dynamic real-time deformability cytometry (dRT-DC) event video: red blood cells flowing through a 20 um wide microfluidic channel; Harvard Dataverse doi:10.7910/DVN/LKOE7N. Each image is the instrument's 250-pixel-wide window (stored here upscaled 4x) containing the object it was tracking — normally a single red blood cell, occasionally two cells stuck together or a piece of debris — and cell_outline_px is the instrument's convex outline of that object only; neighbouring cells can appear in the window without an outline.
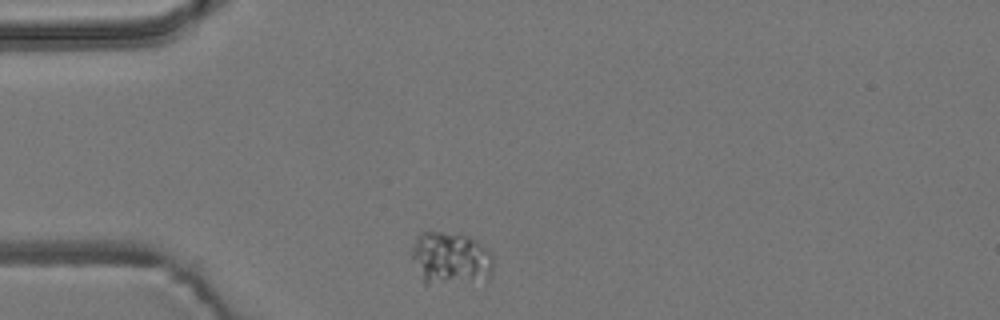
{"species": "common noctule bat (a hibernating species)", "species_latin": "Nyctalus noctula", "temperature_condition": "room temperature", "stored_images_in_passage": 12, "camera_frame_rate_fps": 3000, "um_per_image_px": 0.085, "animal": {"sex": "male", "body_mass_g": 19.2, "forearm_length_mm": 51.8}, "frame": {"image": 1, "passage_image": 1, "time_ms": 0.0, "image_size_px": [1000, 320], "cell_outline_px": [[492, 268], [488, 280], [428, 284], [424, 284], [412, 260], [412, 244], [416, 236], [420, 232], [460, 232], [484, 244], [492, 256]], "centroid_in_image_um": [38.29, 21.93], "position_along_channel_um": 46.7, "area_um2": 25.49}}
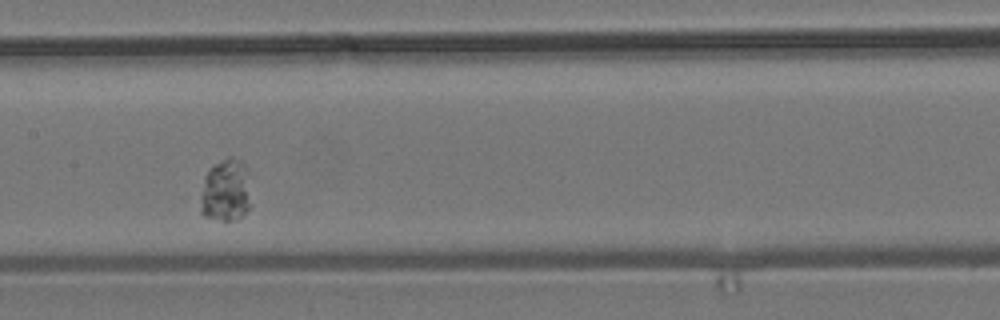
{"frame": {"image": 2, "passage_image": 5, "time_ms": 1.333, "image_size_px": [1000, 320], "cell_outline_px": [[248, 208], [240, 220], [220, 220], [204, 216], [200, 212], [200, 196], [204, 176], [208, 168], [212, 164], [228, 156], [232, 156], [240, 160], [248, 168]], "centroid_in_image_um": [19.15, 16.17], "position_along_channel_um": 188.3, "area_um2": 18.79}}
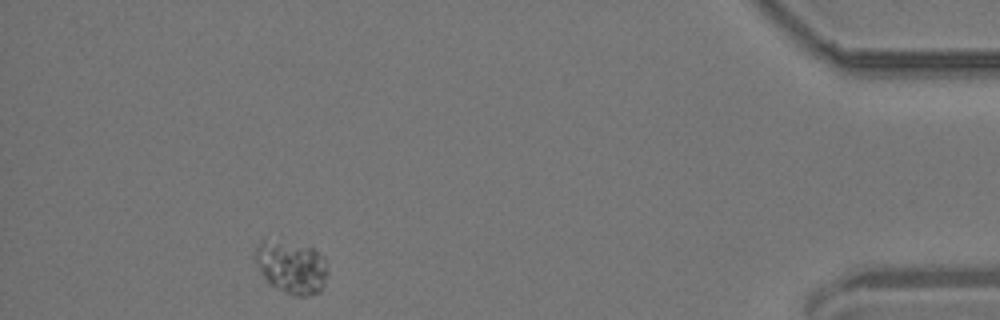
{"frame": {"image": 3, "passage_image": 11, "time_ms": 3.333, "image_size_px": [1000, 320], "cell_outline_px": [[328, 272], [324, 284], [320, 292], [308, 296], [292, 296], [268, 284], [252, 256], [256, 244], [260, 240], [264, 240], [312, 248], [324, 256]], "centroid_in_image_um": [24.75, 22.74], "position_along_channel_um": 410.4, "area_um2": 22.31}}